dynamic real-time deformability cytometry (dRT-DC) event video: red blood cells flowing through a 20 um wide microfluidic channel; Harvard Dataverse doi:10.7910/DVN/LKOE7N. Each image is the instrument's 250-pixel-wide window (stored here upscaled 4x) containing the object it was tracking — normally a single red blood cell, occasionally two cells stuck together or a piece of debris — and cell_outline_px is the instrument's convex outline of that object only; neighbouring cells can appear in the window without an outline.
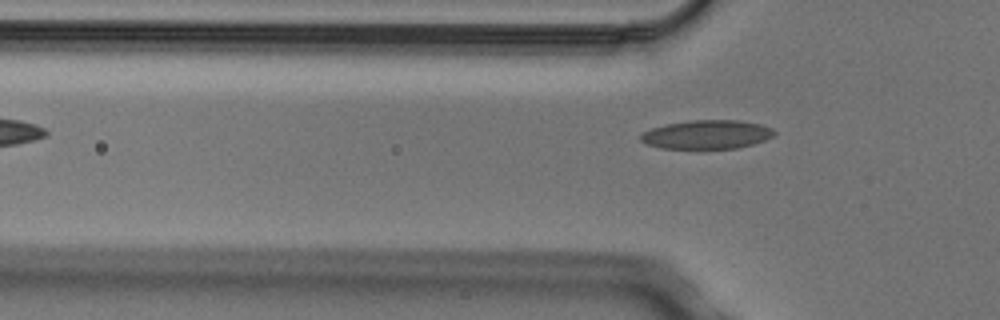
{"species": "Egyptian fruit bat (a non-hibernating species)", "species_latin": "Rousettus aegyptiacus", "temperature_condition": "cold", "stored_images_in_passage": 4, "camera_frame_rate_fps": 3000, "um_per_image_px": 0.085, "animal": {"sex": "male"}, "frame": {"image": 1, "passage_image": 4, "time_ms": 1.0, "image_size_px": [1000, 320], "cell_outline_px": [[776, 132], [772, 136], [764, 140], [752, 144], [736, 148], [660, 148], [648, 144], [640, 140], [640, 136], [644, 132], [652, 128], [664, 124], [688, 120], [740, 120], [760, 124], [772, 128]], "centroid_in_image_um": [60.08, 11.42], "position_along_channel_um": 65.7, "area_um2": 22.31}}